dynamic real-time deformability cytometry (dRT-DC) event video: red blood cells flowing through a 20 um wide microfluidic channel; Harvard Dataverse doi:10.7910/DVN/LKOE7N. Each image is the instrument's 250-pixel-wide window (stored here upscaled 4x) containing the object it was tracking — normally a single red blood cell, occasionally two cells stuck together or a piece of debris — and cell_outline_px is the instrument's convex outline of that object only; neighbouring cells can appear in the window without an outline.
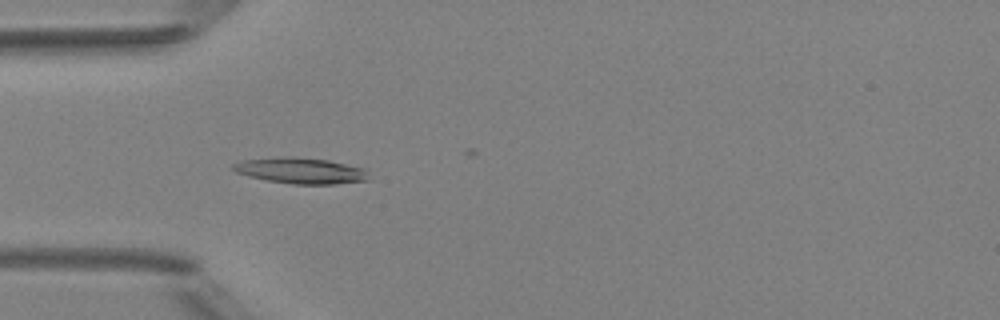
{"species": "Egyptian fruit bat (a non-hibernating species)", "species_latin": "Rousettus aegyptiacus", "temperature_condition": "room temperature", "stored_images_in_passage": 49, "camera_frame_rate_fps": 3000, "um_per_image_px": 0.085, "animal": {"sex": "female"}, "frame": {"image": 1, "passage_image": 15, "time_ms": 4.667, "image_size_px": [1000, 320], "cell_outline_px": [[368, 180], [336, 184], [292, 184], [268, 180], [248, 176], [236, 172], [232, 168], [232, 164], [244, 160], [280, 156], [296, 156], [328, 160], [364, 168]], "centroid_in_image_um": [25.53, 14.49], "position_along_channel_um": 59.5, "area_um2": 20.46}}
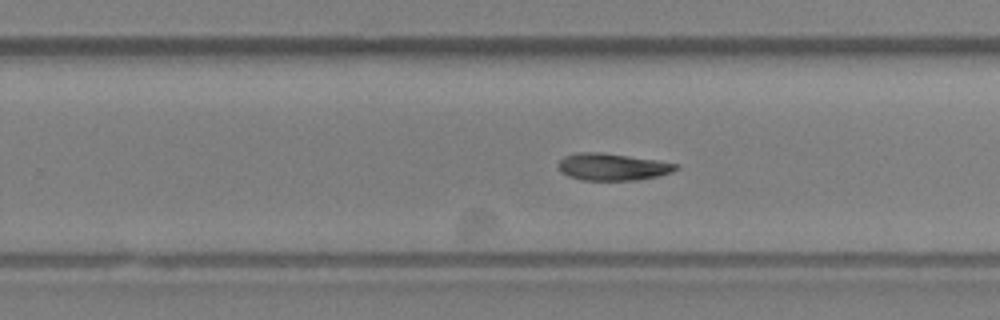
{"frame": {"image": 2, "passage_image": 31, "time_ms": 10.0, "image_size_px": [1000, 320], "cell_outline_px": [[680, 168], [672, 172], [656, 176], [636, 180], [584, 180], [568, 176], [560, 172], [556, 164], [564, 156], [576, 152], [600, 152], [656, 160], [680, 164]], "centroid_in_image_um": [52.03, 14.18], "position_along_channel_um": 277.8, "area_um2": 18.61}}
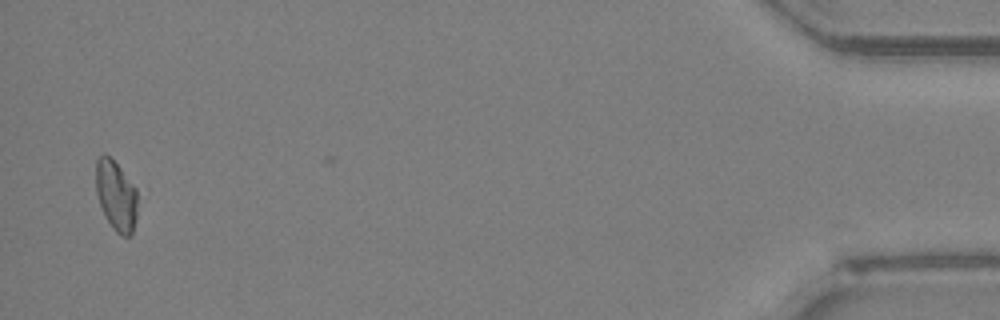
{"frame": {"image": 3, "passage_image": 48, "time_ms": 15.667, "image_size_px": [1000, 320], "cell_outline_px": [[136, 216], [132, 232], [128, 236], [120, 236], [112, 228], [104, 216], [96, 192], [96, 160], [104, 152], [120, 168], [136, 188]], "centroid_in_image_um": [9.84, 16.64], "position_along_channel_um": 425.4, "area_um2": 16.82}}